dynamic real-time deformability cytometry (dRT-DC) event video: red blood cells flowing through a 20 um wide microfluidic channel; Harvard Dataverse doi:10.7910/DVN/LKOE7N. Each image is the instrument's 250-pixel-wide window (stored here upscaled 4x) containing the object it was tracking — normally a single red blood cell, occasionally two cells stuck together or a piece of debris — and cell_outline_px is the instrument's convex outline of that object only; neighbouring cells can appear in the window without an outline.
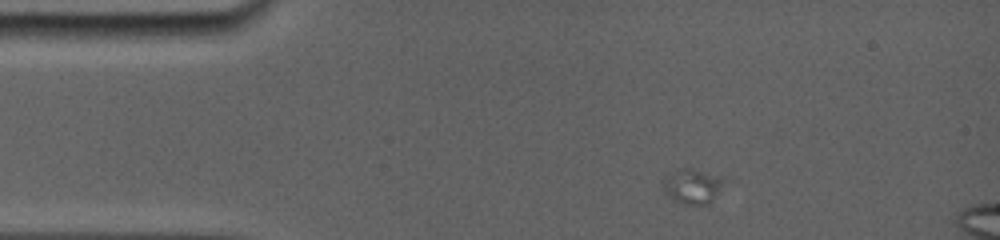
{"species": "common noctule bat (a hibernating species)", "species_latin": "Nyctalus noctula", "temperature_condition": "room temperature", "stored_images_in_passage": 4, "camera_frame_rate_fps": 5000, "um_per_image_px": 0.085, "animal": {"sex": "female", "body_mass_g": 19.0, "forearm_length_mm": 56.7}, "frame": {"image": 1, "passage_image": 1, "time_ms": 0.0, "image_size_px": [1000, 240], "cell_outline_px": [[720, 180], [712, 204], [684, 204], [672, 200], [664, 192], [664, 180], [668, 176], [688, 172], [696, 172]], "centroid_in_image_um": [58.76, 16.0], "position_along_channel_um": 26.2, "area_um2": 10.46}}